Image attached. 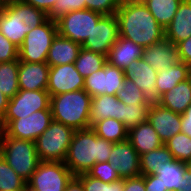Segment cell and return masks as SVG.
<instances>
[{"mask_svg": "<svg viewBox=\"0 0 191 191\" xmlns=\"http://www.w3.org/2000/svg\"><path fill=\"white\" fill-rule=\"evenodd\" d=\"M24 191H33V190H31L28 187H26V189Z\"/></svg>", "mask_w": 191, "mask_h": 191, "instance_id": "11a10c76", "label": "cell"}, {"mask_svg": "<svg viewBox=\"0 0 191 191\" xmlns=\"http://www.w3.org/2000/svg\"><path fill=\"white\" fill-rule=\"evenodd\" d=\"M53 121L51 109L33 112L26 118L12 120L3 132L16 139L36 141V139L50 126Z\"/></svg>", "mask_w": 191, "mask_h": 191, "instance_id": "8fae6325", "label": "cell"}, {"mask_svg": "<svg viewBox=\"0 0 191 191\" xmlns=\"http://www.w3.org/2000/svg\"><path fill=\"white\" fill-rule=\"evenodd\" d=\"M81 48V44L57 33L49 49L46 63L49 66L74 63Z\"/></svg>", "mask_w": 191, "mask_h": 191, "instance_id": "603a6c76", "label": "cell"}, {"mask_svg": "<svg viewBox=\"0 0 191 191\" xmlns=\"http://www.w3.org/2000/svg\"><path fill=\"white\" fill-rule=\"evenodd\" d=\"M2 127H1V120H0V137H1V133H2Z\"/></svg>", "mask_w": 191, "mask_h": 191, "instance_id": "db71d44e", "label": "cell"}, {"mask_svg": "<svg viewBox=\"0 0 191 191\" xmlns=\"http://www.w3.org/2000/svg\"><path fill=\"white\" fill-rule=\"evenodd\" d=\"M117 98L129 104H151L143 91L131 80L125 78L122 88L117 93Z\"/></svg>", "mask_w": 191, "mask_h": 191, "instance_id": "d590c367", "label": "cell"}, {"mask_svg": "<svg viewBox=\"0 0 191 191\" xmlns=\"http://www.w3.org/2000/svg\"><path fill=\"white\" fill-rule=\"evenodd\" d=\"M9 1H17V0H0V4L6 3V2H9Z\"/></svg>", "mask_w": 191, "mask_h": 191, "instance_id": "f5cc1de1", "label": "cell"}, {"mask_svg": "<svg viewBox=\"0 0 191 191\" xmlns=\"http://www.w3.org/2000/svg\"><path fill=\"white\" fill-rule=\"evenodd\" d=\"M91 128L98 137L114 143L128 139V129L121 121L114 118L101 120Z\"/></svg>", "mask_w": 191, "mask_h": 191, "instance_id": "f1b7e54d", "label": "cell"}, {"mask_svg": "<svg viewBox=\"0 0 191 191\" xmlns=\"http://www.w3.org/2000/svg\"><path fill=\"white\" fill-rule=\"evenodd\" d=\"M0 154L25 181L31 178L40 162L34 141L9 137L3 131L0 137Z\"/></svg>", "mask_w": 191, "mask_h": 191, "instance_id": "277c9868", "label": "cell"}, {"mask_svg": "<svg viewBox=\"0 0 191 191\" xmlns=\"http://www.w3.org/2000/svg\"><path fill=\"white\" fill-rule=\"evenodd\" d=\"M122 0H85L86 9L103 15H114Z\"/></svg>", "mask_w": 191, "mask_h": 191, "instance_id": "60d3db41", "label": "cell"}, {"mask_svg": "<svg viewBox=\"0 0 191 191\" xmlns=\"http://www.w3.org/2000/svg\"><path fill=\"white\" fill-rule=\"evenodd\" d=\"M124 191H146L145 176L124 179Z\"/></svg>", "mask_w": 191, "mask_h": 191, "instance_id": "ee69618b", "label": "cell"}, {"mask_svg": "<svg viewBox=\"0 0 191 191\" xmlns=\"http://www.w3.org/2000/svg\"><path fill=\"white\" fill-rule=\"evenodd\" d=\"M118 37L119 29L116 15H104L94 25L91 35L81 46L86 50L108 56Z\"/></svg>", "mask_w": 191, "mask_h": 191, "instance_id": "7c38bea8", "label": "cell"}, {"mask_svg": "<svg viewBox=\"0 0 191 191\" xmlns=\"http://www.w3.org/2000/svg\"><path fill=\"white\" fill-rule=\"evenodd\" d=\"M9 98L5 96L2 91L0 90V120L3 119V117L6 114L8 103H9Z\"/></svg>", "mask_w": 191, "mask_h": 191, "instance_id": "f907efd6", "label": "cell"}, {"mask_svg": "<svg viewBox=\"0 0 191 191\" xmlns=\"http://www.w3.org/2000/svg\"><path fill=\"white\" fill-rule=\"evenodd\" d=\"M142 58L157 72L166 70L180 61L176 45L165 37L144 48Z\"/></svg>", "mask_w": 191, "mask_h": 191, "instance_id": "ac0fdd59", "label": "cell"}, {"mask_svg": "<svg viewBox=\"0 0 191 191\" xmlns=\"http://www.w3.org/2000/svg\"><path fill=\"white\" fill-rule=\"evenodd\" d=\"M113 145L91 127L75 130L64 163L74 176L86 173L94 164L109 160Z\"/></svg>", "mask_w": 191, "mask_h": 191, "instance_id": "7a4b0ae2", "label": "cell"}, {"mask_svg": "<svg viewBox=\"0 0 191 191\" xmlns=\"http://www.w3.org/2000/svg\"><path fill=\"white\" fill-rule=\"evenodd\" d=\"M64 191H85V189L82 182L76 176H73Z\"/></svg>", "mask_w": 191, "mask_h": 191, "instance_id": "681fc988", "label": "cell"}, {"mask_svg": "<svg viewBox=\"0 0 191 191\" xmlns=\"http://www.w3.org/2000/svg\"><path fill=\"white\" fill-rule=\"evenodd\" d=\"M164 29L172 22L182 0H141Z\"/></svg>", "mask_w": 191, "mask_h": 191, "instance_id": "83f0119b", "label": "cell"}, {"mask_svg": "<svg viewBox=\"0 0 191 191\" xmlns=\"http://www.w3.org/2000/svg\"><path fill=\"white\" fill-rule=\"evenodd\" d=\"M164 145L171 152L175 160L191 165V137L183 132H179Z\"/></svg>", "mask_w": 191, "mask_h": 191, "instance_id": "d6a6232c", "label": "cell"}, {"mask_svg": "<svg viewBox=\"0 0 191 191\" xmlns=\"http://www.w3.org/2000/svg\"><path fill=\"white\" fill-rule=\"evenodd\" d=\"M146 191H168L155 174L145 176Z\"/></svg>", "mask_w": 191, "mask_h": 191, "instance_id": "f6af8a7d", "label": "cell"}, {"mask_svg": "<svg viewBox=\"0 0 191 191\" xmlns=\"http://www.w3.org/2000/svg\"><path fill=\"white\" fill-rule=\"evenodd\" d=\"M18 71L19 59L0 63V90L9 99L19 91Z\"/></svg>", "mask_w": 191, "mask_h": 191, "instance_id": "f546056e", "label": "cell"}, {"mask_svg": "<svg viewBox=\"0 0 191 191\" xmlns=\"http://www.w3.org/2000/svg\"><path fill=\"white\" fill-rule=\"evenodd\" d=\"M121 179L141 175L140 155L128 140L114 143L108 160Z\"/></svg>", "mask_w": 191, "mask_h": 191, "instance_id": "9a60e30c", "label": "cell"}, {"mask_svg": "<svg viewBox=\"0 0 191 191\" xmlns=\"http://www.w3.org/2000/svg\"><path fill=\"white\" fill-rule=\"evenodd\" d=\"M115 15L119 36L143 48L165 37V29L158 24L141 0H122Z\"/></svg>", "mask_w": 191, "mask_h": 191, "instance_id": "6da1fadb", "label": "cell"}, {"mask_svg": "<svg viewBox=\"0 0 191 191\" xmlns=\"http://www.w3.org/2000/svg\"><path fill=\"white\" fill-rule=\"evenodd\" d=\"M125 80L124 71L108 61L103 68L84 78V90L91 96L117 95Z\"/></svg>", "mask_w": 191, "mask_h": 191, "instance_id": "30bf717a", "label": "cell"}, {"mask_svg": "<svg viewBox=\"0 0 191 191\" xmlns=\"http://www.w3.org/2000/svg\"><path fill=\"white\" fill-rule=\"evenodd\" d=\"M91 98L84 89L51 96L50 109L53 120L74 130L90 128Z\"/></svg>", "mask_w": 191, "mask_h": 191, "instance_id": "3957f363", "label": "cell"}, {"mask_svg": "<svg viewBox=\"0 0 191 191\" xmlns=\"http://www.w3.org/2000/svg\"><path fill=\"white\" fill-rule=\"evenodd\" d=\"M190 66L179 61L166 70L157 72L156 87L160 95L170 91L173 87L182 81L188 79Z\"/></svg>", "mask_w": 191, "mask_h": 191, "instance_id": "484cf974", "label": "cell"}, {"mask_svg": "<svg viewBox=\"0 0 191 191\" xmlns=\"http://www.w3.org/2000/svg\"><path fill=\"white\" fill-rule=\"evenodd\" d=\"M151 104H129L124 103L123 124L129 130L147 121L148 111Z\"/></svg>", "mask_w": 191, "mask_h": 191, "instance_id": "e575fe53", "label": "cell"}, {"mask_svg": "<svg viewBox=\"0 0 191 191\" xmlns=\"http://www.w3.org/2000/svg\"><path fill=\"white\" fill-rule=\"evenodd\" d=\"M31 30L20 17V0L9 1L0 6V32L18 48Z\"/></svg>", "mask_w": 191, "mask_h": 191, "instance_id": "4fadbf2b", "label": "cell"}, {"mask_svg": "<svg viewBox=\"0 0 191 191\" xmlns=\"http://www.w3.org/2000/svg\"><path fill=\"white\" fill-rule=\"evenodd\" d=\"M181 132L191 137V104L181 114Z\"/></svg>", "mask_w": 191, "mask_h": 191, "instance_id": "7dc6e473", "label": "cell"}, {"mask_svg": "<svg viewBox=\"0 0 191 191\" xmlns=\"http://www.w3.org/2000/svg\"><path fill=\"white\" fill-rule=\"evenodd\" d=\"M173 159L171 152L163 144L161 147L140 155V171L142 176L155 174L164 163Z\"/></svg>", "mask_w": 191, "mask_h": 191, "instance_id": "4dcf8cb0", "label": "cell"}, {"mask_svg": "<svg viewBox=\"0 0 191 191\" xmlns=\"http://www.w3.org/2000/svg\"><path fill=\"white\" fill-rule=\"evenodd\" d=\"M57 33V22L50 19L30 30L19 48V61L46 62L52 41Z\"/></svg>", "mask_w": 191, "mask_h": 191, "instance_id": "8992f818", "label": "cell"}, {"mask_svg": "<svg viewBox=\"0 0 191 191\" xmlns=\"http://www.w3.org/2000/svg\"><path fill=\"white\" fill-rule=\"evenodd\" d=\"M84 88V78L75 64L50 66L47 91L51 96L77 91Z\"/></svg>", "mask_w": 191, "mask_h": 191, "instance_id": "5bb4252c", "label": "cell"}, {"mask_svg": "<svg viewBox=\"0 0 191 191\" xmlns=\"http://www.w3.org/2000/svg\"><path fill=\"white\" fill-rule=\"evenodd\" d=\"M176 47L178 49L179 60L190 66L191 65V36L188 39L182 42H179L176 45Z\"/></svg>", "mask_w": 191, "mask_h": 191, "instance_id": "7bdbcfd3", "label": "cell"}, {"mask_svg": "<svg viewBox=\"0 0 191 191\" xmlns=\"http://www.w3.org/2000/svg\"><path fill=\"white\" fill-rule=\"evenodd\" d=\"M106 62L107 56L81 48L74 64L80 75L86 78L93 72L103 68Z\"/></svg>", "mask_w": 191, "mask_h": 191, "instance_id": "1f68e13d", "label": "cell"}, {"mask_svg": "<svg viewBox=\"0 0 191 191\" xmlns=\"http://www.w3.org/2000/svg\"><path fill=\"white\" fill-rule=\"evenodd\" d=\"M191 36V0H182L172 22L165 28V38L174 45Z\"/></svg>", "mask_w": 191, "mask_h": 191, "instance_id": "44dd1931", "label": "cell"}, {"mask_svg": "<svg viewBox=\"0 0 191 191\" xmlns=\"http://www.w3.org/2000/svg\"><path fill=\"white\" fill-rule=\"evenodd\" d=\"M19 59V48L0 32V63Z\"/></svg>", "mask_w": 191, "mask_h": 191, "instance_id": "b9f144b4", "label": "cell"}, {"mask_svg": "<svg viewBox=\"0 0 191 191\" xmlns=\"http://www.w3.org/2000/svg\"><path fill=\"white\" fill-rule=\"evenodd\" d=\"M50 66L46 62L19 61L18 86L21 90H47Z\"/></svg>", "mask_w": 191, "mask_h": 191, "instance_id": "d6986e66", "label": "cell"}, {"mask_svg": "<svg viewBox=\"0 0 191 191\" xmlns=\"http://www.w3.org/2000/svg\"><path fill=\"white\" fill-rule=\"evenodd\" d=\"M74 131L72 127L53 120L35 141L39 160L64 162Z\"/></svg>", "mask_w": 191, "mask_h": 191, "instance_id": "5b68a950", "label": "cell"}, {"mask_svg": "<svg viewBox=\"0 0 191 191\" xmlns=\"http://www.w3.org/2000/svg\"><path fill=\"white\" fill-rule=\"evenodd\" d=\"M147 121L153 126L163 144L181 132V114L175 113L157 102H152Z\"/></svg>", "mask_w": 191, "mask_h": 191, "instance_id": "2e32d148", "label": "cell"}, {"mask_svg": "<svg viewBox=\"0 0 191 191\" xmlns=\"http://www.w3.org/2000/svg\"><path fill=\"white\" fill-rule=\"evenodd\" d=\"M124 75L143 91L150 102H157L161 98L156 87L157 71L143 58L131 62Z\"/></svg>", "mask_w": 191, "mask_h": 191, "instance_id": "e0dca14e", "label": "cell"}, {"mask_svg": "<svg viewBox=\"0 0 191 191\" xmlns=\"http://www.w3.org/2000/svg\"><path fill=\"white\" fill-rule=\"evenodd\" d=\"M179 191H191V165H187L183 172V183Z\"/></svg>", "mask_w": 191, "mask_h": 191, "instance_id": "c3c4849f", "label": "cell"}, {"mask_svg": "<svg viewBox=\"0 0 191 191\" xmlns=\"http://www.w3.org/2000/svg\"><path fill=\"white\" fill-rule=\"evenodd\" d=\"M161 106L178 114H183L191 104V86L188 80L182 81L157 101Z\"/></svg>", "mask_w": 191, "mask_h": 191, "instance_id": "d4e9b609", "label": "cell"}, {"mask_svg": "<svg viewBox=\"0 0 191 191\" xmlns=\"http://www.w3.org/2000/svg\"><path fill=\"white\" fill-rule=\"evenodd\" d=\"M50 109V94L47 90H21L9 100L7 111L1 120L2 130L12 121L26 118L33 112Z\"/></svg>", "mask_w": 191, "mask_h": 191, "instance_id": "ba28073f", "label": "cell"}, {"mask_svg": "<svg viewBox=\"0 0 191 191\" xmlns=\"http://www.w3.org/2000/svg\"><path fill=\"white\" fill-rule=\"evenodd\" d=\"M103 16L89 9L69 12L56 21L58 33L82 45Z\"/></svg>", "mask_w": 191, "mask_h": 191, "instance_id": "9c48e42d", "label": "cell"}, {"mask_svg": "<svg viewBox=\"0 0 191 191\" xmlns=\"http://www.w3.org/2000/svg\"><path fill=\"white\" fill-rule=\"evenodd\" d=\"M86 173L89 176L106 183H111L120 179L117 170L109 161L94 164L93 167Z\"/></svg>", "mask_w": 191, "mask_h": 191, "instance_id": "ab89813d", "label": "cell"}, {"mask_svg": "<svg viewBox=\"0 0 191 191\" xmlns=\"http://www.w3.org/2000/svg\"><path fill=\"white\" fill-rule=\"evenodd\" d=\"M21 1L44 11L46 14H48L52 10L56 2V0H21Z\"/></svg>", "mask_w": 191, "mask_h": 191, "instance_id": "bcb514c9", "label": "cell"}, {"mask_svg": "<svg viewBox=\"0 0 191 191\" xmlns=\"http://www.w3.org/2000/svg\"><path fill=\"white\" fill-rule=\"evenodd\" d=\"M188 82H189V84H190V86H191V69H190V71H189V75H188Z\"/></svg>", "mask_w": 191, "mask_h": 191, "instance_id": "816d5d0a", "label": "cell"}, {"mask_svg": "<svg viewBox=\"0 0 191 191\" xmlns=\"http://www.w3.org/2000/svg\"><path fill=\"white\" fill-rule=\"evenodd\" d=\"M127 140L139 155H143L163 145L157 132L148 121L129 129Z\"/></svg>", "mask_w": 191, "mask_h": 191, "instance_id": "cb8c5ba5", "label": "cell"}, {"mask_svg": "<svg viewBox=\"0 0 191 191\" xmlns=\"http://www.w3.org/2000/svg\"><path fill=\"white\" fill-rule=\"evenodd\" d=\"M73 176L64 162L40 161L27 187L33 191H64Z\"/></svg>", "mask_w": 191, "mask_h": 191, "instance_id": "52a82bcc", "label": "cell"}, {"mask_svg": "<svg viewBox=\"0 0 191 191\" xmlns=\"http://www.w3.org/2000/svg\"><path fill=\"white\" fill-rule=\"evenodd\" d=\"M84 9H86L85 0H56L52 10L47 15L48 19L57 21L69 12Z\"/></svg>", "mask_w": 191, "mask_h": 191, "instance_id": "f35d334b", "label": "cell"}, {"mask_svg": "<svg viewBox=\"0 0 191 191\" xmlns=\"http://www.w3.org/2000/svg\"><path fill=\"white\" fill-rule=\"evenodd\" d=\"M20 17L25 25L30 26L31 30L40 26L48 19V15L44 11L37 9L36 7L21 0Z\"/></svg>", "mask_w": 191, "mask_h": 191, "instance_id": "74e56055", "label": "cell"}, {"mask_svg": "<svg viewBox=\"0 0 191 191\" xmlns=\"http://www.w3.org/2000/svg\"><path fill=\"white\" fill-rule=\"evenodd\" d=\"M124 102L117 98V95L103 94L91 98L89 112V124L92 127L95 123L114 118L123 123Z\"/></svg>", "mask_w": 191, "mask_h": 191, "instance_id": "ffe728a7", "label": "cell"}, {"mask_svg": "<svg viewBox=\"0 0 191 191\" xmlns=\"http://www.w3.org/2000/svg\"><path fill=\"white\" fill-rule=\"evenodd\" d=\"M83 184L85 191H124V179L106 183L97 178L89 176L87 173L76 176Z\"/></svg>", "mask_w": 191, "mask_h": 191, "instance_id": "8d00e7d4", "label": "cell"}, {"mask_svg": "<svg viewBox=\"0 0 191 191\" xmlns=\"http://www.w3.org/2000/svg\"><path fill=\"white\" fill-rule=\"evenodd\" d=\"M144 48L133 41L118 37L107 56V61L121 70H126L131 62L142 58Z\"/></svg>", "mask_w": 191, "mask_h": 191, "instance_id": "7402d4cb", "label": "cell"}, {"mask_svg": "<svg viewBox=\"0 0 191 191\" xmlns=\"http://www.w3.org/2000/svg\"><path fill=\"white\" fill-rule=\"evenodd\" d=\"M27 181L11 168L0 154V191H24Z\"/></svg>", "mask_w": 191, "mask_h": 191, "instance_id": "836d02e7", "label": "cell"}, {"mask_svg": "<svg viewBox=\"0 0 191 191\" xmlns=\"http://www.w3.org/2000/svg\"><path fill=\"white\" fill-rule=\"evenodd\" d=\"M187 163L175 160L174 158L164 163L161 168H158L155 175L161 179L163 186L168 191H179L181 183H183V172Z\"/></svg>", "mask_w": 191, "mask_h": 191, "instance_id": "4316f807", "label": "cell"}]
</instances>
